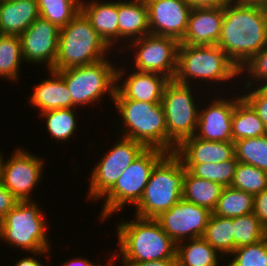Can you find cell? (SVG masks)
Returning a JSON list of instances; mask_svg holds the SVG:
<instances>
[{
	"label": "cell",
	"mask_w": 267,
	"mask_h": 266,
	"mask_svg": "<svg viewBox=\"0 0 267 266\" xmlns=\"http://www.w3.org/2000/svg\"><path fill=\"white\" fill-rule=\"evenodd\" d=\"M232 223L234 250L237 247L255 244L267 237V229L259 222L253 212L233 217Z\"/></svg>",
	"instance_id": "35"
},
{
	"label": "cell",
	"mask_w": 267,
	"mask_h": 266,
	"mask_svg": "<svg viewBox=\"0 0 267 266\" xmlns=\"http://www.w3.org/2000/svg\"><path fill=\"white\" fill-rule=\"evenodd\" d=\"M185 167L174 153H166L151 171L140 201L134 206L136 216L156 218L182 198Z\"/></svg>",
	"instance_id": "3"
},
{
	"label": "cell",
	"mask_w": 267,
	"mask_h": 266,
	"mask_svg": "<svg viewBox=\"0 0 267 266\" xmlns=\"http://www.w3.org/2000/svg\"><path fill=\"white\" fill-rule=\"evenodd\" d=\"M116 141L90 171L88 200L96 202L102 198L115 185L122 172L146 149L143 144L131 139L121 137Z\"/></svg>",
	"instance_id": "11"
},
{
	"label": "cell",
	"mask_w": 267,
	"mask_h": 266,
	"mask_svg": "<svg viewBox=\"0 0 267 266\" xmlns=\"http://www.w3.org/2000/svg\"><path fill=\"white\" fill-rule=\"evenodd\" d=\"M165 154V151L157 148H146L102 197L105 201L99 219L105 220L116 212H121L120 209L126 204L135 206L143 195L152 169Z\"/></svg>",
	"instance_id": "9"
},
{
	"label": "cell",
	"mask_w": 267,
	"mask_h": 266,
	"mask_svg": "<svg viewBox=\"0 0 267 266\" xmlns=\"http://www.w3.org/2000/svg\"><path fill=\"white\" fill-rule=\"evenodd\" d=\"M106 53H110V48L80 11L68 25L60 28L58 54L51 70L91 64L107 58Z\"/></svg>",
	"instance_id": "5"
},
{
	"label": "cell",
	"mask_w": 267,
	"mask_h": 266,
	"mask_svg": "<svg viewBox=\"0 0 267 266\" xmlns=\"http://www.w3.org/2000/svg\"><path fill=\"white\" fill-rule=\"evenodd\" d=\"M238 164L235 156L219 163L183 164L192 175L230 187Z\"/></svg>",
	"instance_id": "33"
},
{
	"label": "cell",
	"mask_w": 267,
	"mask_h": 266,
	"mask_svg": "<svg viewBox=\"0 0 267 266\" xmlns=\"http://www.w3.org/2000/svg\"><path fill=\"white\" fill-rule=\"evenodd\" d=\"M191 8L225 7L235 0H185Z\"/></svg>",
	"instance_id": "42"
},
{
	"label": "cell",
	"mask_w": 267,
	"mask_h": 266,
	"mask_svg": "<svg viewBox=\"0 0 267 266\" xmlns=\"http://www.w3.org/2000/svg\"><path fill=\"white\" fill-rule=\"evenodd\" d=\"M121 116L119 137L131 139L146 148H157L167 153V127L161 103L137 100H113ZM124 134V135H123Z\"/></svg>",
	"instance_id": "6"
},
{
	"label": "cell",
	"mask_w": 267,
	"mask_h": 266,
	"mask_svg": "<svg viewBox=\"0 0 267 266\" xmlns=\"http://www.w3.org/2000/svg\"><path fill=\"white\" fill-rule=\"evenodd\" d=\"M253 213L267 229V189L254 195Z\"/></svg>",
	"instance_id": "40"
},
{
	"label": "cell",
	"mask_w": 267,
	"mask_h": 266,
	"mask_svg": "<svg viewBox=\"0 0 267 266\" xmlns=\"http://www.w3.org/2000/svg\"><path fill=\"white\" fill-rule=\"evenodd\" d=\"M14 151L7 161L2 154L0 181L18 201H32L33 190L42 181L45 160L25 148L18 147Z\"/></svg>",
	"instance_id": "13"
},
{
	"label": "cell",
	"mask_w": 267,
	"mask_h": 266,
	"mask_svg": "<svg viewBox=\"0 0 267 266\" xmlns=\"http://www.w3.org/2000/svg\"><path fill=\"white\" fill-rule=\"evenodd\" d=\"M212 212L181 198L169 210L155 219L164 232L177 244L202 237Z\"/></svg>",
	"instance_id": "14"
},
{
	"label": "cell",
	"mask_w": 267,
	"mask_h": 266,
	"mask_svg": "<svg viewBox=\"0 0 267 266\" xmlns=\"http://www.w3.org/2000/svg\"><path fill=\"white\" fill-rule=\"evenodd\" d=\"M246 93L241 96L252 106L259 118L263 121L265 130L267 132V99L263 98L254 88H245ZM247 90L248 93H247Z\"/></svg>",
	"instance_id": "39"
},
{
	"label": "cell",
	"mask_w": 267,
	"mask_h": 266,
	"mask_svg": "<svg viewBox=\"0 0 267 266\" xmlns=\"http://www.w3.org/2000/svg\"><path fill=\"white\" fill-rule=\"evenodd\" d=\"M192 85L170 80L163 91V106L167 127V153L175 152L185 139L195 135L199 105L196 104Z\"/></svg>",
	"instance_id": "10"
},
{
	"label": "cell",
	"mask_w": 267,
	"mask_h": 266,
	"mask_svg": "<svg viewBox=\"0 0 267 266\" xmlns=\"http://www.w3.org/2000/svg\"><path fill=\"white\" fill-rule=\"evenodd\" d=\"M179 43L173 37L148 34L128 43L124 51L131 49L133 53L135 52L134 70L158 73L169 80H174L177 72Z\"/></svg>",
	"instance_id": "12"
},
{
	"label": "cell",
	"mask_w": 267,
	"mask_h": 266,
	"mask_svg": "<svg viewBox=\"0 0 267 266\" xmlns=\"http://www.w3.org/2000/svg\"><path fill=\"white\" fill-rule=\"evenodd\" d=\"M226 266H267V237L247 246L237 247Z\"/></svg>",
	"instance_id": "37"
},
{
	"label": "cell",
	"mask_w": 267,
	"mask_h": 266,
	"mask_svg": "<svg viewBox=\"0 0 267 266\" xmlns=\"http://www.w3.org/2000/svg\"><path fill=\"white\" fill-rule=\"evenodd\" d=\"M223 187L214 181L192 175L185 169L182 198L201 207L214 210Z\"/></svg>",
	"instance_id": "27"
},
{
	"label": "cell",
	"mask_w": 267,
	"mask_h": 266,
	"mask_svg": "<svg viewBox=\"0 0 267 266\" xmlns=\"http://www.w3.org/2000/svg\"><path fill=\"white\" fill-rule=\"evenodd\" d=\"M39 16L62 28L81 11V0H36Z\"/></svg>",
	"instance_id": "32"
},
{
	"label": "cell",
	"mask_w": 267,
	"mask_h": 266,
	"mask_svg": "<svg viewBox=\"0 0 267 266\" xmlns=\"http://www.w3.org/2000/svg\"><path fill=\"white\" fill-rule=\"evenodd\" d=\"M49 251L50 250L34 252L33 254H31L32 256L34 255L33 257L32 256L31 257H28V256L23 257L20 260H18L14 266H43L42 262L39 261L36 256L39 255V258H40V256L42 254L44 255V253H45L46 254L45 256L47 258L48 257L50 258Z\"/></svg>",
	"instance_id": "44"
},
{
	"label": "cell",
	"mask_w": 267,
	"mask_h": 266,
	"mask_svg": "<svg viewBox=\"0 0 267 266\" xmlns=\"http://www.w3.org/2000/svg\"><path fill=\"white\" fill-rule=\"evenodd\" d=\"M218 253L202 237L184 240L176 244L178 266H218L221 262L219 259L224 257Z\"/></svg>",
	"instance_id": "26"
},
{
	"label": "cell",
	"mask_w": 267,
	"mask_h": 266,
	"mask_svg": "<svg viewBox=\"0 0 267 266\" xmlns=\"http://www.w3.org/2000/svg\"><path fill=\"white\" fill-rule=\"evenodd\" d=\"M118 17L119 42L124 40L125 48L128 42L150 34L145 0H119Z\"/></svg>",
	"instance_id": "24"
},
{
	"label": "cell",
	"mask_w": 267,
	"mask_h": 266,
	"mask_svg": "<svg viewBox=\"0 0 267 266\" xmlns=\"http://www.w3.org/2000/svg\"><path fill=\"white\" fill-rule=\"evenodd\" d=\"M95 264L96 263H93L92 261H89L87 258L83 259V257L79 258V256H78V258L74 257V259H71L70 261L68 260V261L63 263L64 266H103V265H100V263H99V265L98 264L95 265ZM107 264L105 266H111V259H109V257H108Z\"/></svg>",
	"instance_id": "45"
},
{
	"label": "cell",
	"mask_w": 267,
	"mask_h": 266,
	"mask_svg": "<svg viewBox=\"0 0 267 266\" xmlns=\"http://www.w3.org/2000/svg\"><path fill=\"white\" fill-rule=\"evenodd\" d=\"M121 266H178L177 259H165L147 262H121Z\"/></svg>",
	"instance_id": "43"
},
{
	"label": "cell",
	"mask_w": 267,
	"mask_h": 266,
	"mask_svg": "<svg viewBox=\"0 0 267 266\" xmlns=\"http://www.w3.org/2000/svg\"><path fill=\"white\" fill-rule=\"evenodd\" d=\"M217 45L240 70L267 45V16L263 7L238 0L228 3Z\"/></svg>",
	"instance_id": "1"
},
{
	"label": "cell",
	"mask_w": 267,
	"mask_h": 266,
	"mask_svg": "<svg viewBox=\"0 0 267 266\" xmlns=\"http://www.w3.org/2000/svg\"><path fill=\"white\" fill-rule=\"evenodd\" d=\"M114 64V65H113ZM117 65L107 58L97 62L56 71L66 82L72 103L78 107L101 101L107 93L113 101ZM102 97V98H101Z\"/></svg>",
	"instance_id": "8"
},
{
	"label": "cell",
	"mask_w": 267,
	"mask_h": 266,
	"mask_svg": "<svg viewBox=\"0 0 267 266\" xmlns=\"http://www.w3.org/2000/svg\"><path fill=\"white\" fill-rule=\"evenodd\" d=\"M202 238L227 257L234 251L232 218L212 214Z\"/></svg>",
	"instance_id": "30"
},
{
	"label": "cell",
	"mask_w": 267,
	"mask_h": 266,
	"mask_svg": "<svg viewBox=\"0 0 267 266\" xmlns=\"http://www.w3.org/2000/svg\"><path fill=\"white\" fill-rule=\"evenodd\" d=\"M133 217L134 220L117 223L119 252L112 253L111 266L120 257V262L176 259V243L164 232L156 219L136 215Z\"/></svg>",
	"instance_id": "2"
},
{
	"label": "cell",
	"mask_w": 267,
	"mask_h": 266,
	"mask_svg": "<svg viewBox=\"0 0 267 266\" xmlns=\"http://www.w3.org/2000/svg\"><path fill=\"white\" fill-rule=\"evenodd\" d=\"M256 86V87H255ZM258 86V87H257ZM253 88L263 97L267 99V79L255 84Z\"/></svg>",
	"instance_id": "46"
},
{
	"label": "cell",
	"mask_w": 267,
	"mask_h": 266,
	"mask_svg": "<svg viewBox=\"0 0 267 266\" xmlns=\"http://www.w3.org/2000/svg\"><path fill=\"white\" fill-rule=\"evenodd\" d=\"M247 4L261 5L263 6L267 0H238Z\"/></svg>",
	"instance_id": "47"
},
{
	"label": "cell",
	"mask_w": 267,
	"mask_h": 266,
	"mask_svg": "<svg viewBox=\"0 0 267 266\" xmlns=\"http://www.w3.org/2000/svg\"><path fill=\"white\" fill-rule=\"evenodd\" d=\"M76 108L48 110L39 115L46 121L47 131L58 142L65 143L76 132Z\"/></svg>",
	"instance_id": "31"
},
{
	"label": "cell",
	"mask_w": 267,
	"mask_h": 266,
	"mask_svg": "<svg viewBox=\"0 0 267 266\" xmlns=\"http://www.w3.org/2000/svg\"><path fill=\"white\" fill-rule=\"evenodd\" d=\"M121 66L116 71V92L113 100H137L142 102L161 103L163 91L170 81L158 73L140 72L133 70L125 74ZM126 75V78L123 76ZM123 77V78H122ZM123 82L119 84L122 80Z\"/></svg>",
	"instance_id": "17"
},
{
	"label": "cell",
	"mask_w": 267,
	"mask_h": 266,
	"mask_svg": "<svg viewBox=\"0 0 267 266\" xmlns=\"http://www.w3.org/2000/svg\"><path fill=\"white\" fill-rule=\"evenodd\" d=\"M18 200L0 181V220L15 206Z\"/></svg>",
	"instance_id": "41"
},
{
	"label": "cell",
	"mask_w": 267,
	"mask_h": 266,
	"mask_svg": "<svg viewBox=\"0 0 267 266\" xmlns=\"http://www.w3.org/2000/svg\"><path fill=\"white\" fill-rule=\"evenodd\" d=\"M230 187L254 196L267 189V172L253 165L238 162Z\"/></svg>",
	"instance_id": "36"
},
{
	"label": "cell",
	"mask_w": 267,
	"mask_h": 266,
	"mask_svg": "<svg viewBox=\"0 0 267 266\" xmlns=\"http://www.w3.org/2000/svg\"><path fill=\"white\" fill-rule=\"evenodd\" d=\"M81 11L89 19L92 27L110 49L118 46L119 17L117 0L115 2H104L101 0H90L86 2L81 0Z\"/></svg>",
	"instance_id": "21"
},
{
	"label": "cell",
	"mask_w": 267,
	"mask_h": 266,
	"mask_svg": "<svg viewBox=\"0 0 267 266\" xmlns=\"http://www.w3.org/2000/svg\"><path fill=\"white\" fill-rule=\"evenodd\" d=\"M60 28L50 21L38 17L19 37L25 63L45 64L49 70L58 54Z\"/></svg>",
	"instance_id": "15"
},
{
	"label": "cell",
	"mask_w": 267,
	"mask_h": 266,
	"mask_svg": "<svg viewBox=\"0 0 267 266\" xmlns=\"http://www.w3.org/2000/svg\"><path fill=\"white\" fill-rule=\"evenodd\" d=\"M174 153L183 164L219 163L235 156L233 141H205L195 136L183 140Z\"/></svg>",
	"instance_id": "20"
},
{
	"label": "cell",
	"mask_w": 267,
	"mask_h": 266,
	"mask_svg": "<svg viewBox=\"0 0 267 266\" xmlns=\"http://www.w3.org/2000/svg\"><path fill=\"white\" fill-rule=\"evenodd\" d=\"M239 76V68L218 45L191 46L179 43L176 82L193 86L192 83L198 79L197 83L204 81L210 85L217 82L218 85L221 82L226 84L235 77L240 79Z\"/></svg>",
	"instance_id": "4"
},
{
	"label": "cell",
	"mask_w": 267,
	"mask_h": 266,
	"mask_svg": "<svg viewBox=\"0 0 267 266\" xmlns=\"http://www.w3.org/2000/svg\"><path fill=\"white\" fill-rule=\"evenodd\" d=\"M24 62L20 37L0 34V78L17 82Z\"/></svg>",
	"instance_id": "29"
},
{
	"label": "cell",
	"mask_w": 267,
	"mask_h": 266,
	"mask_svg": "<svg viewBox=\"0 0 267 266\" xmlns=\"http://www.w3.org/2000/svg\"><path fill=\"white\" fill-rule=\"evenodd\" d=\"M48 71L51 78L41 80L34 87V91L28 98L29 104L39 109V113L54 109L76 108L72 103L71 93L65 80L56 71Z\"/></svg>",
	"instance_id": "22"
},
{
	"label": "cell",
	"mask_w": 267,
	"mask_h": 266,
	"mask_svg": "<svg viewBox=\"0 0 267 266\" xmlns=\"http://www.w3.org/2000/svg\"><path fill=\"white\" fill-rule=\"evenodd\" d=\"M38 17L36 0H0V34L20 36Z\"/></svg>",
	"instance_id": "23"
},
{
	"label": "cell",
	"mask_w": 267,
	"mask_h": 266,
	"mask_svg": "<svg viewBox=\"0 0 267 266\" xmlns=\"http://www.w3.org/2000/svg\"><path fill=\"white\" fill-rule=\"evenodd\" d=\"M205 108L199 107L195 137L205 141H232V114L235 109V96H217Z\"/></svg>",
	"instance_id": "18"
},
{
	"label": "cell",
	"mask_w": 267,
	"mask_h": 266,
	"mask_svg": "<svg viewBox=\"0 0 267 266\" xmlns=\"http://www.w3.org/2000/svg\"><path fill=\"white\" fill-rule=\"evenodd\" d=\"M39 203L18 201L0 220V239L12 247L34 253L50 250L47 220Z\"/></svg>",
	"instance_id": "7"
},
{
	"label": "cell",
	"mask_w": 267,
	"mask_h": 266,
	"mask_svg": "<svg viewBox=\"0 0 267 266\" xmlns=\"http://www.w3.org/2000/svg\"><path fill=\"white\" fill-rule=\"evenodd\" d=\"M262 7H263L264 12L266 13V16H267V1L264 3V5Z\"/></svg>",
	"instance_id": "48"
},
{
	"label": "cell",
	"mask_w": 267,
	"mask_h": 266,
	"mask_svg": "<svg viewBox=\"0 0 267 266\" xmlns=\"http://www.w3.org/2000/svg\"><path fill=\"white\" fill-rule=\"evenodd\" d=\"M263 135H267L263 121L241 94L237 95L232 114V141Z\"/></svg>",
	"instance_id": "25"
},
{
	"label": "cell",
	"mask_w": 267,
	"mask_h": 266,
	"mask_svg": "<svg viewBox=\"0 0 267 266\" xmlns=\"http://www.w3.org/2000/svg\"><path fill=\"white\" fill-rule=\"evenodd\" d=\"M234 152L238 162L267 172V135L235 141Z\"/></svg>",
	"instance_id": "34"
},
{
	"label": "cell",
	"mask_w": 267,
	"mask_h": 266,
	"mask_svg": "<svg viewBox=\"0 0 267 266\" xmlns=\"http://www.w3.org/2000/svg\"><path fill=\"white\" fill-rule=\"evenodd\" d=\"M224 18V7L191 8L182 44L217 45Z\"/></svg>",
	"instance_id": "19"
},
{
	"label": "cell",
	"mask_w": 267,
	"mask_h": 266,
	"mask_svg": "<svg viewBox=\"0 0 267 266\" xmlns=\"http://www.w3.org/2000/svg\"><path fill=\"white\" fill-rule=\"evenodd\" d=\"M254 196L232 187H223L212 214L221 217H239L253 212Z\"/></svg>",
	"instance_id": "28"
},
{
	"label": "cell",
	"mask_w": 267,
	"mask_h": 266,
	"mask_svg": "<svg viewBox=\"0 0 267 266\" xmlns=\"http://www.w3.org/2000/svg\"><path fill=\"white\" fill-rule=\"evenodd\" d=\"M148 8L150 34L169 36L179 42L188 28L191 10L185 0H145Z\"/></svg>",
	"instance_id": "16"
},
{
	"label": "cell",
	"mask_w": 267,
	"mask_h": 266,
	"mask_svg": "<svg viewBox=\"0 0 267 266\" xmlns=\"http://www.w3.org/2000/svg\"><path fill=\"white\" fill-rule=\"evenodd\" d=\"M239 72L240 77L244 72H247L246 75L249 74L247 77L250 76L246 83L243 84L245 88L253 87L258 81L267 79V45L260 52L253 55Z\"/></svg>",
	"instance_id": "38"
}]
</instances>
